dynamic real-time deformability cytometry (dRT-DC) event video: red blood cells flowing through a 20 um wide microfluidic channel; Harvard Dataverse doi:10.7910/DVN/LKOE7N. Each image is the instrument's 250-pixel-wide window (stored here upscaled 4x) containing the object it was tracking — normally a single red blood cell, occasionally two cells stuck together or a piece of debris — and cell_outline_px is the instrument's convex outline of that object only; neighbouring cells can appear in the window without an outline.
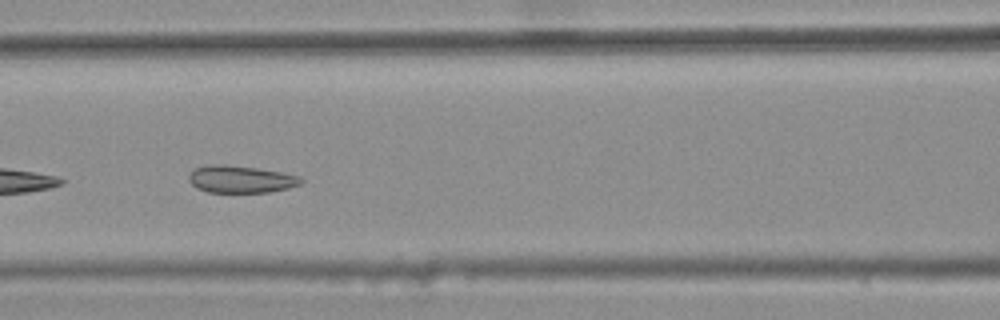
{"species": "common noctule bat (a hibernating species)", "species_latin": "Nyctalus noctula", "temperature_condition": "warm", "stored_images_in_passage": 8, "camera_frame_rate_fps": 3000, "um_per_image_px": 0.085, "animal": {"sex": "female", "body_mass_g": 25.1}, "frame": {"image": 1, "passage_image": 4, "time_ms": 1.0, "image_size_px": [1000, 320], "cell_outline_px": [[304, 180], [300, 184], [288, 188], [268, 192], [208, 192], [196, 188], [188, 180], [188, 176], [196, 168], [208, 164], [224, 164], [256, 168], [280, 172], [300, 176]], "centroid_in_image_um": [20.45, 15.23], "position_along_channel_um": 146.2, "area_um2": 17.74}}
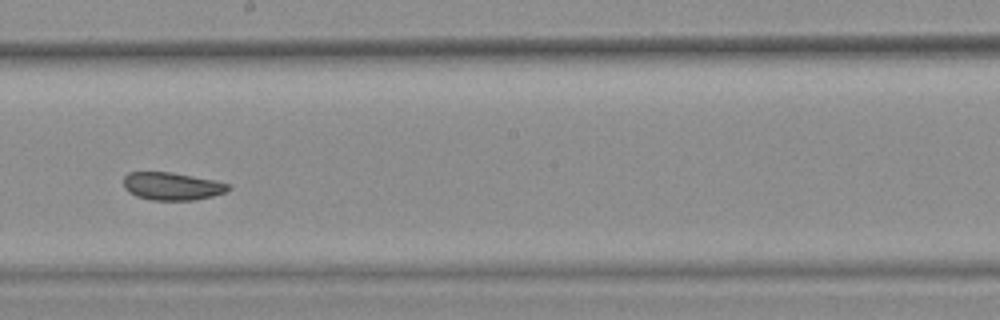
{"frame": {"image": 2, "passage_image": 6, "time_ms": 1.667, "image_size_px": [1000, 320], "cell_outline_px": [[232, 188], [224, 192], [212, 196], [196, 200], [152, 200], [136, 196], [128, 192], [124, 188], [124, 176], [128, 172], [172, 172], [232, 184]], "centroid_in_image_um": [14.62, 15.83], "position_along_channel_um": 233.6, "area_um2": 16.99}}
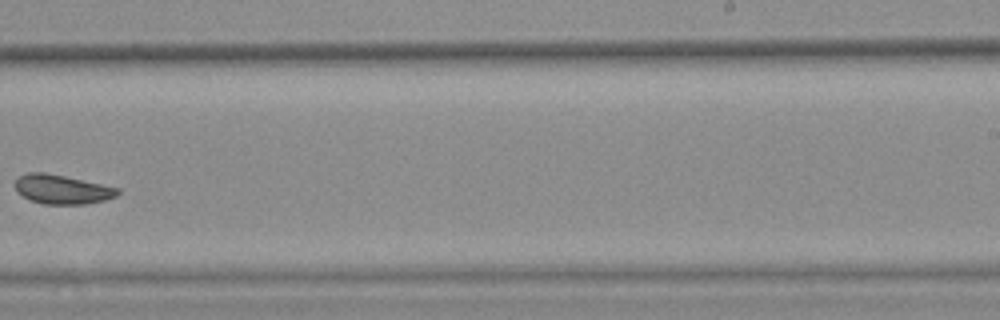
{"frame": {"image": 3, "passage_image": 7, "time_ms": 2.0, "image_size_px": [1000, 320], "cell_outline_px": [[120, 192], [116, 196], [104, 200], [84, 204], [44, 204], [28, 200], [16, 192], [16, 180], [20, 176], [28, 172], [44, 172], [64, 176], [120, 188]], "centroid_in_image_um": [5.26, 16.1], "position_along_channel_um": 283.7, "area_um2": 17.4}}